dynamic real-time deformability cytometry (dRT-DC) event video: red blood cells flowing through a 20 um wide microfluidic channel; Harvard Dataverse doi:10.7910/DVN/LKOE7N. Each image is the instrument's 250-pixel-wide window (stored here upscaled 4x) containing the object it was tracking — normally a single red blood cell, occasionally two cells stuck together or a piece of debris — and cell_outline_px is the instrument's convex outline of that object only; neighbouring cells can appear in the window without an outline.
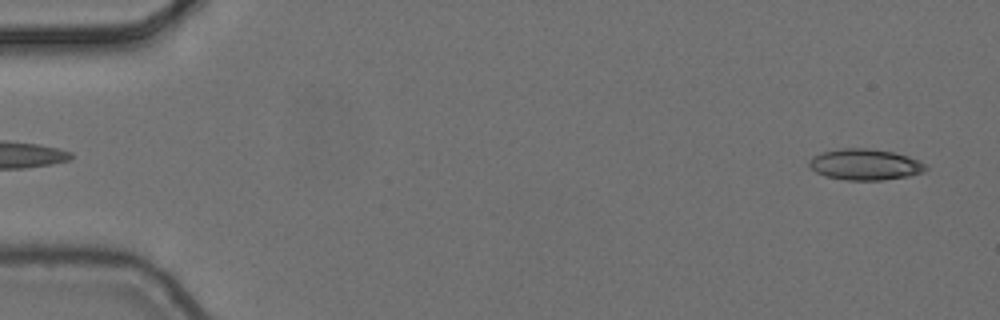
{"species": "common noctule bat (a hibernating species)", "species_latin": "Nyctalus noctula", "temperature_condition": "cold", "stored_images_in_passage": 6, "segment_of_instrument_passage": [2, 2], "camera_frame_rate_fps": 3000, "um_per_image_px": 0.085, "animal": {"sex": "female", "body_mass_g": 24.6, "forearm_length_mm": 56.2}, "frame": {"image": 1, "passage_image": 6, "time_ms": 1.667, "image_size_px": [1000, 320], "cell_outline_px": [[928, 168], [924, 172], [908, 176], [884, 180], [844, 180], [824, 176], [816, 172], [808, 164], [808, 160], [812, 156], [824, 152], [844, 148], [864, 148], [892, 152], [908, 156], [920, 160], [928, 164]], "centroid_in_image_um": [73.56, 13.99], "position_along_channel_um": 11.4, "area_um2": 21.21}}